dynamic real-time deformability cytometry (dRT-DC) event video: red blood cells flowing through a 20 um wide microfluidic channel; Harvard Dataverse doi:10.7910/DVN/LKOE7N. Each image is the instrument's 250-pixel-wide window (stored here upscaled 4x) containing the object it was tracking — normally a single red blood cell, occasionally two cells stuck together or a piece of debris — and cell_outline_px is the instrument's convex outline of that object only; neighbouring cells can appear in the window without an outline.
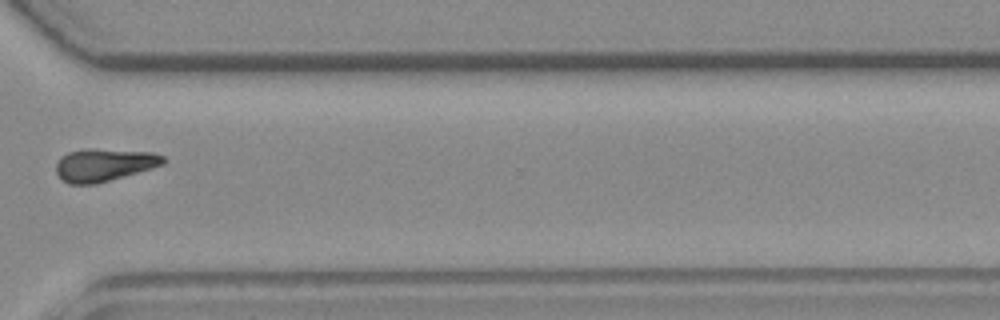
{"species": "common noctule bat (a hibernating species)", "species_latin": "Nyctalus noctula", "temperature_condition": "room temperature", "stored_images_in_passage": 15, "camera_frame_rate_fps": 3000, "um_per_image_px": 0.085, "animal": {"sex": "female", "body_mass_g": 19.3, "forearm_length_mm": 54.1}, "frame": {"image": 1, "passage_image": 12, "time_ms": 14.0, "image_size_px": [1000, 320], "cell_outline_px": [[168, 160], [164, 164], [152, 168], [96, 184], [68, 184], [56, 172], [56, 164], [60, 156], [68, 152], [84, 148], [92, 148], [152, 152], [164, 156]], "centroid_in_image_um": [8.85, 14.0], "position_along_channel_um": 361.7, "area_um2": 20.58}}
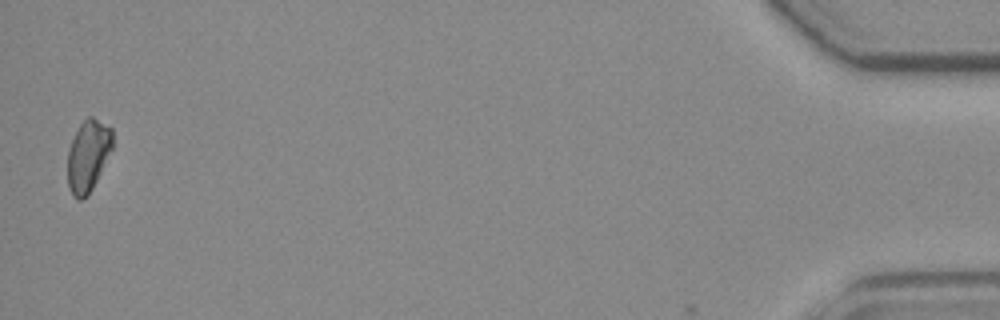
{"frame": {"image": 2, "passage_image": 15, "time_ms": 18.667, "image_size_px": [1000, 320], "cell_outline_px": [[112, 148], [88, 196], [80, 200], [76, 200], [72, 196], [68, 188], [68, 152], [72, 140], [80, 124], [88, 116], [92, 116], [112, 128]], "centroid_in_image_um": [7.47, 13.25], "position_along_channel_um": 427.7, "area_um2": 18.55}}